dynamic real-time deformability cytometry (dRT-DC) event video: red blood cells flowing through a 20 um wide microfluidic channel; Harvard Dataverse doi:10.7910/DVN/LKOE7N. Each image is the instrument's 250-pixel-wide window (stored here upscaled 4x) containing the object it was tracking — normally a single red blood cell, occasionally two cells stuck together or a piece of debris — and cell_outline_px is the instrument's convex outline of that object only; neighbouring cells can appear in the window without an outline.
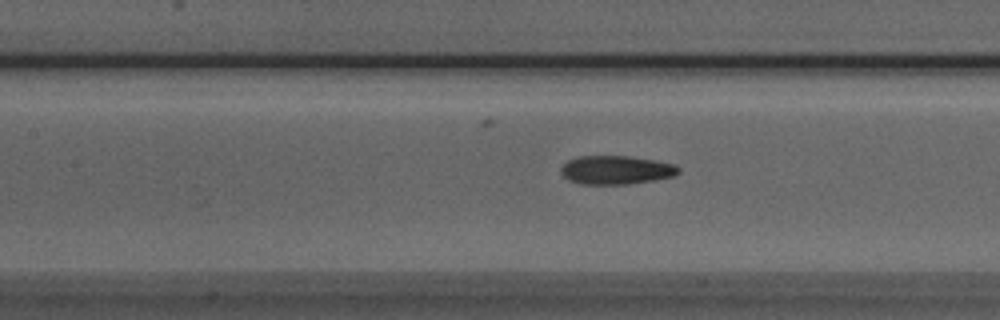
{"species": "Egyptian fruit bat (a non-hibernating species)", "species_latin": "Rousettus aegyptiacus", "temperature_condition": "room temperature", "stored_images_in_passage": 36, "camera_frame_rate_fps": 3000, "um_per_image_px": 0.085, "animal": {"sex": "male"}, "frame": {"image": 1, "passage_image": 11, "time_ms": 3.333, "image_size_px": [1000, 320], "cell_outline_px": [[680, 172], [672, 176], [652, 180], [628, 184], [580, 184], [568, 180], [560, 172], [560, 168], [568, 160], [580, 156], [628, 156], [676, 164], [680, 168]], "centroid_in_image_um": [52.35, 14.45], "position_along_channel_um": 155.1, "area_um2": 19.54}}
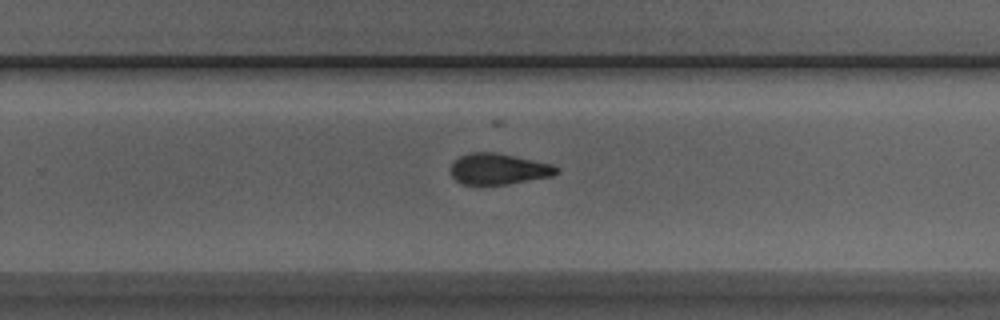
{"frame": {"image": 2, "passage_image": 21, "time_ms": 6.667, "image_size_px": [1000, 320], "cell_outline_px": [[560, 172], [552, 176], [508, 184], [484, 188], [464, 184], [456, 180], [452, 176], [452, 164], [460, 156], [472, 152], [496, 152], [552, 164], [560, 168]], "centroid_in_image_um": [42.39, 14.4], "position_along_channel_um": 287.4, "area_um2": 19.59}}
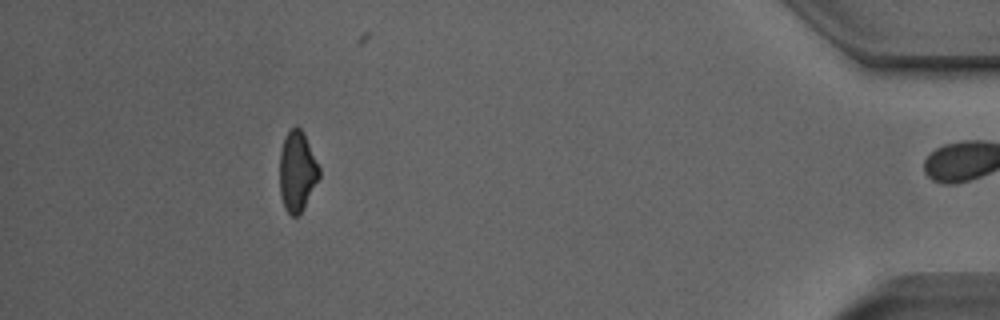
{"frame": {"image": 3, "passage_image": 35, "time_ms": 11.333, "image_size_px": [1000, 320], "cell_outline_px": [[320, 176], [304, 208], [296, 216], [292, 216], [284, 208], [280, 196], [280, 152], [284, 140], [288, 132], [296, 124], [304, 132], [320, 168]], "centroid_in_image_um": [25.26, 14.56], "position_along_channel_um": 409.9, "area_um2": 18.5}, "authors_computed_cell_mechanics": {"area_um2": 19.941, "velocity_mm_per_s": 3.9878, "shape_relaxation_time_tau1_ms": 11.1848, "shape_relaxation_time_tau2_ms": 2.8175, "deformation_change_tau1": 0.2311, "deformation_change_tau2": 0.1029}}